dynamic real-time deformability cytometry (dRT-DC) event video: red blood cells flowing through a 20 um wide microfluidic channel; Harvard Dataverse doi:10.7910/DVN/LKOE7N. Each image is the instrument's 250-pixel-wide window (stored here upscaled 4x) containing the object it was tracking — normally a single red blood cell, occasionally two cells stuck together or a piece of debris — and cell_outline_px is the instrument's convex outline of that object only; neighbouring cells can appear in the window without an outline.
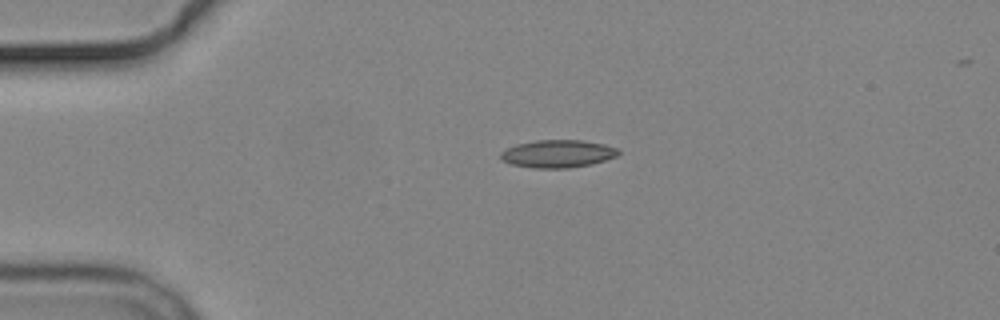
{"species": "common noctule bat (a hibernating species)", "species_latin": "Nyctalus noctula", "temperature_condition": "cold", "stored_images_in_passage": 2, "camera_frame_rate_fps": 3000, "um_per_image_px": 0.085, "animal": {"sex": "male", "body_mass_g": 19.2, "forearm_length_mm": 51.8}, "frame": {"image": 1, "passage_image": 1, "time_ms": 0.0, "image_size_px": [1000, 320], "cell_outline_px": [[620, 152], [616, 156], [592, 164], [568, 168], [532, 168], [512, 164], [504, 160], [500, 156], [500, 152], [504, 148], [516, 144], [536, 140], [580, 140], [604, 144], [616, 148]], "centroid_in_image_um": [47.37, 13.06], "position_along_channel_um": 37.6, "area_um2": 18.96}}